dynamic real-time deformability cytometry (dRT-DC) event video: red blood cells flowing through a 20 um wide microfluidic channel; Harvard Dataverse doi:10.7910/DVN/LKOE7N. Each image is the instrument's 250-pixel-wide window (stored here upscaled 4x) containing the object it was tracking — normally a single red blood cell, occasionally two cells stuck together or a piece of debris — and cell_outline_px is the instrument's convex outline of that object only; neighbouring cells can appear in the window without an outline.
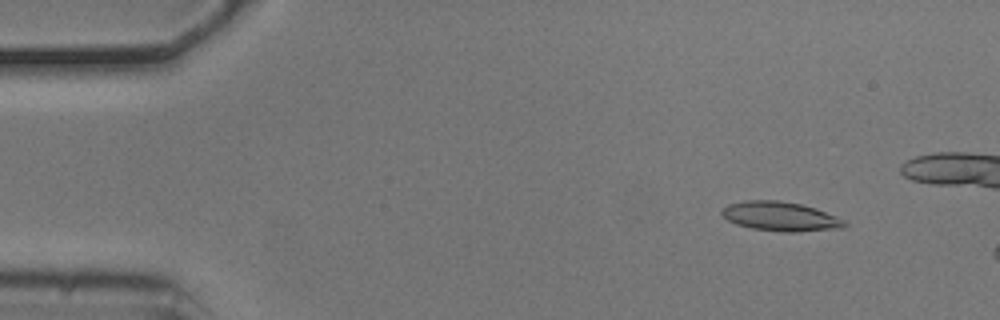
{"species": "common noctule bat (a hibernating species)", "species_latin": "Nyctalus noctula", "temperature_condition": "cold", "stored_images_in_passage": 12, "camera_frame_rate_fps": 3000, "um_per_image_px": 0.085, "animal": {"sex": "male", "body_mass_g": 20.5, "forearm_length_mm": 52.5}, "frame": {"image": 1, "passage_image": 6, "time_ms": 1.667, "image_size_px": [1000, 320], "cell_outline_px": [[848, 224], [844, 228], [796, 232], [780, 232], [752, 228], [736, 224], [728, 220], [720, 212], [720, 208], [728, 204], [752, 200], [780, 200], [800, 204], [816, 208], [836, 216], [844, 220]], "centroid_in_image_um": [66.35, 18.4], "position_along_channel_um": 18.7, "area_um2": 21.04}}